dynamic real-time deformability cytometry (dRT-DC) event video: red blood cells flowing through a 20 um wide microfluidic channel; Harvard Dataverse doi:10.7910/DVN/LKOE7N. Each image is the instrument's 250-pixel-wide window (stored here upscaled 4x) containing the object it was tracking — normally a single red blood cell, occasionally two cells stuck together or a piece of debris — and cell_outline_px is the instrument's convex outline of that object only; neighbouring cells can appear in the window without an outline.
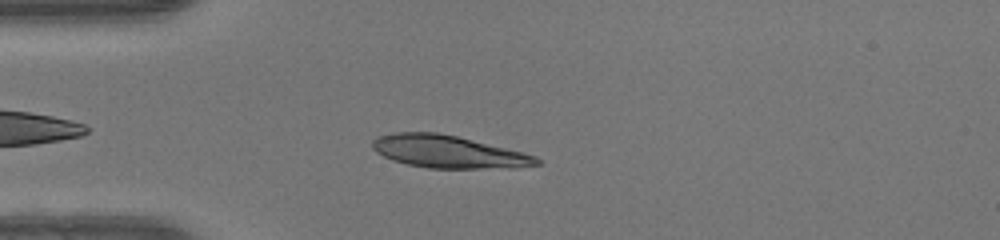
{"species": "human", "species_latin": "Homo sapiens", "temperature_condition": "warm", "stored_images_in_passage": 41, "camera_frame_rate_fps": 3000, "um_per_image_px": 0.085, "donor": {"sex": "female"}, "frame": {"image": 1, "passage_image": 5, "time_ms": 1.333, "image_size_px": [1000, 240], "cell_outline_px": [[540, 164], [516, 168], [428, 168], [408, 164], [392, 160], [376, 152], [372, 148], [372, 140], [376, 136], [396, 132], [436, 132], [456, 136], [524, 152], [536, 156], [540, 160]], "centroid_in_image_um": [38.1, 12.89], "position_along_channel_um": 46.9, "area_um2": 31.15}}
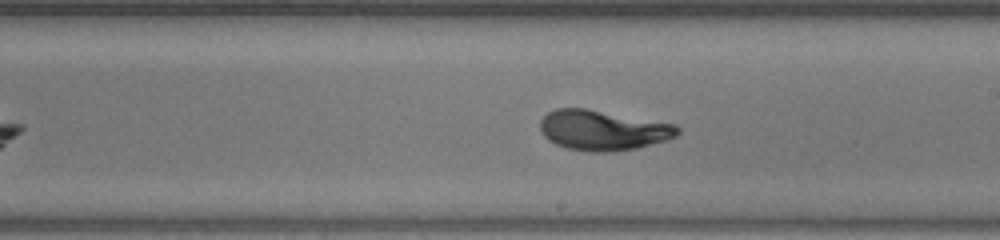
{"frame": {"image": 2, "passage_image": 20, "time_ms": 6.333, "image_size_px": [1000, 240], "cell_outline_px": [[680, 132], [676, 136], [668, 140], [636, 148], [604, 152], [588, 152], [568, 148], [556, 144], [548, 140], [540, 132], [540, 120], [548, 112], [556, 108], [584, 108], [676, 124], [680, 128]], "centroid_in_image_um": [51.24, 11.07], "position_along_channel_um": 237.8, "area_um2": 32.14}}
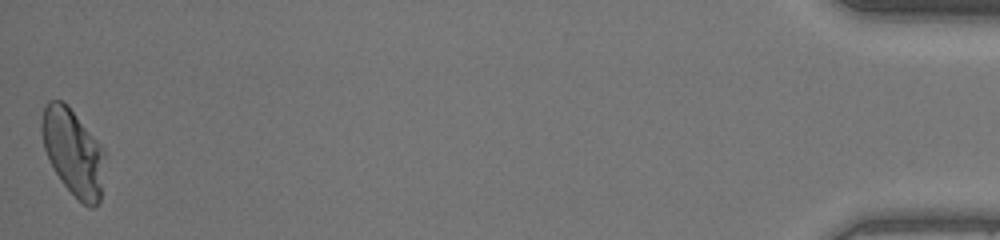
{"frame": {"image": 3, "passage_image": 41, "time_ms": 13.333, "image_size_px": [1000, 240], "cell_outline_px": [[104, 156], [100, 200], [92, 208], [88, 208], [60, 180], [44, 148], [40, 132], [40, 124], [44, 104], [48, 100], [60, 100], [72, 112], [104, 148]], "centroid_in_image_um": [6.19, 12.92], "position_along_channel_um": 429.0, "area_um2": 31.04}, "authors_computed_cell_mechanics": {"area_um2": 31.0386, "velocity_mm_per_s": 4.1648, "shape_relaxation_time_tau1_ms": 3.4927, "shape_relaxation_time_tau2_ms": null, "deformation_change_tau1": 0.1925, "deformation_change_tau2": null}}